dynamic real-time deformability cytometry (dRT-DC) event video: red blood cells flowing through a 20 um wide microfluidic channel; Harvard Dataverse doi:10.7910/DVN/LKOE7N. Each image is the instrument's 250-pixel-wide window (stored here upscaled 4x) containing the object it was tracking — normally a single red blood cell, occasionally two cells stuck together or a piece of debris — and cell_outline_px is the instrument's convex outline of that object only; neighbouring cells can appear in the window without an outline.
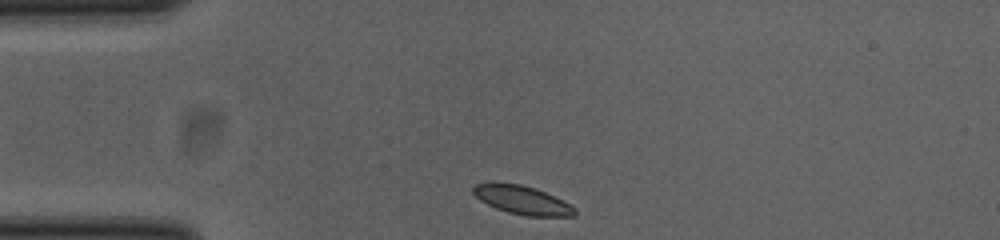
{"species": "common noctule bat (a hibernating species)", "species_latin": "Nyctalus noctula", "temperature_condition": "cold", "stored_images_in_passage": 33, "camera_frame_rate_fps": 3000, "um_per_image_px": 0.085, "animal": {"sex": "female", "body_mass_g": 23.0, "forearm_length_mm": 53.4}, "frame": {"image": 1, "passage_image": 1, "time_ms": 0.0, "image_size_px": [1000, 240], "cell_outline_px": [[576, 212], [572, 216], [532, 216], [512, 212], [500, 208], [476, 196], [472, 188], [476, 184], [516, 184], [532, 188], [544, 192], [568, 204]], "centroid_in_image_um": [44.43, 17.01], "position_along_channel_um": 40.6, "area_um2": 15.43}}
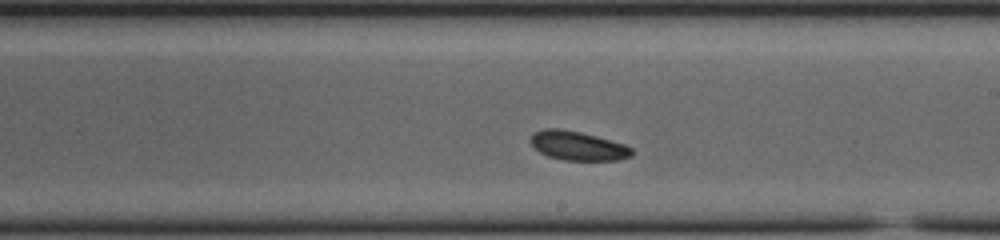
{"frame": {"image": 2, "passage_image": 19, "time_ms": 6.0, "image_size_px": [1000, 240], "cell_outline_px": [[632, 152], [628, 156], [612, 160], [572, 160], [552, 156], [536, 148], [532, 144], [532, 136], [536, 132], [576, 132], [592, 136], [620, 144], [628, 148]], "centroid_in_image_um": [49.16, 12.45], "position_along_channel_um": 239.8, "area_um2": 14.97}}
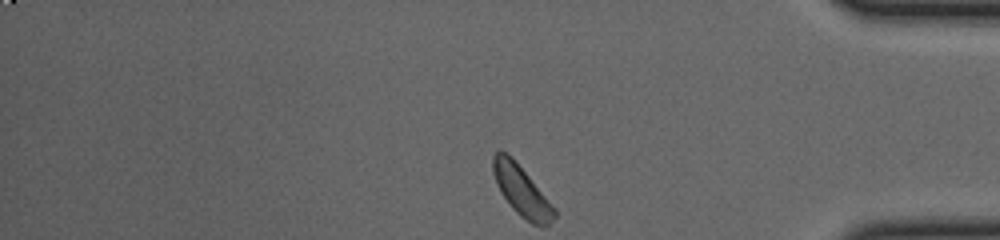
{"frame": {"image": 3, "passage_image": 33, "time_ms": 10.667, "image_size_px": [1000, 240], "cell_outline_px": [[556, 216], [536, 224], [528, 220], [504, 196], [496, 180], [492, 164], [496, 152], [504, 152], [524, 172], [556, 212]], "centroid_in_image_um": [44.28, 16.16], "position_along_channel_um": 390.9, "area_um2": 15.37}, "authors_computed_cell_mechanics": {"area_um2": 15.1436, "velocity_mm_per_s": 3.7749, "shape_relaxation_time_tau1_ms": 0.8527, "shape_relaxation_time_tau2_ms": null, "deformation_change_tau1": 0.0563, "deformation_change_tau2": null}}